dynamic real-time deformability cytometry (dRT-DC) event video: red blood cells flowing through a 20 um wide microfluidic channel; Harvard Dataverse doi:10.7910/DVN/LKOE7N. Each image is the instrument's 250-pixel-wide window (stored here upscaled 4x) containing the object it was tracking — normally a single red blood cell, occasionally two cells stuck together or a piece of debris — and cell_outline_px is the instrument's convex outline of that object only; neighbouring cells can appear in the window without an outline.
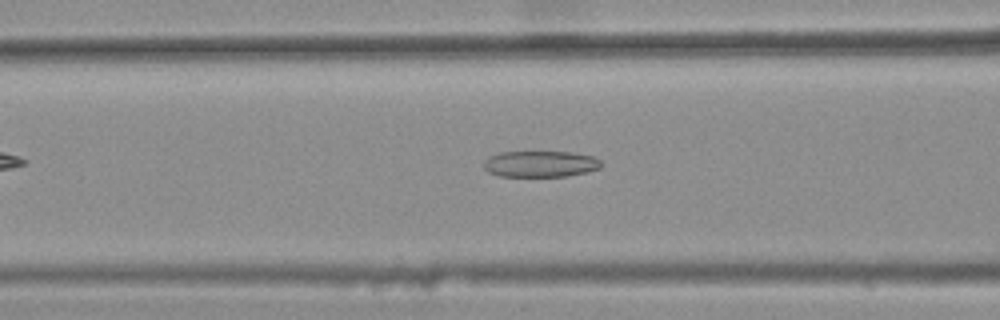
{"species": "common noctule bat (a hibernating species)", "species_latin": "Nyctalus noctula", "temperature_condition": "warm", "stored_images_in_passage": 42, "camera_frame_rate_fps": 3000, "um_per_image_px": 0.085, "animal": {"sex": "female", "body_mass_g": 25.1}, "frame": {"image": 1, "passage_image": 20, "time_ms": 6.333, "image_size_px": [1000, 320], "cell_outline_px": [[600, 168], [588, 172], [568, 176], [500, 176], [488, 172], [484, 168], [484, 160], [488, 156], [500, 152], [572, 152], [592, 156], [600, 160]], "centroid_in_image_um": [45.91, 13.93], "position_along_channel_um": 120.7, "area_um2": 17.98}}
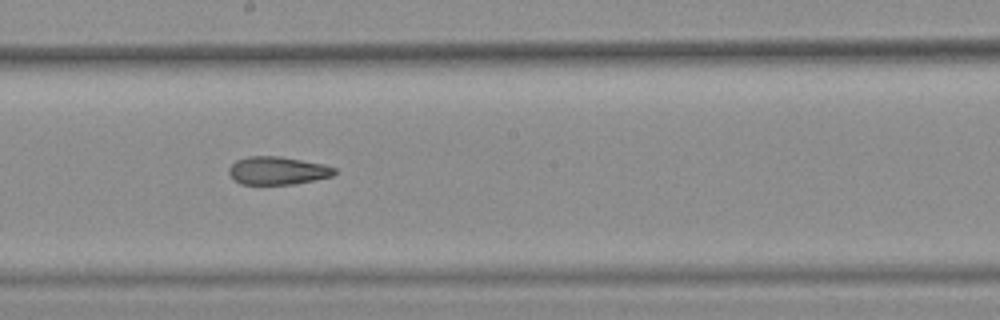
{"frame": {"image": 2, "passage_image": 28, "time_ms": 9.0, "image_size_px": [1000, 320], "cell_outline_px": [[336, 172], [332, 176], [292, 184], [240, 184], [228, 172], [228, 168], [236, 160], [248, 156], [280, 156], [324, 164], [336, 168]], "centroid_in_image_um": [23.59, 14.49], "position_along_channel_um": 224.6, "area_um2": 17.11}}
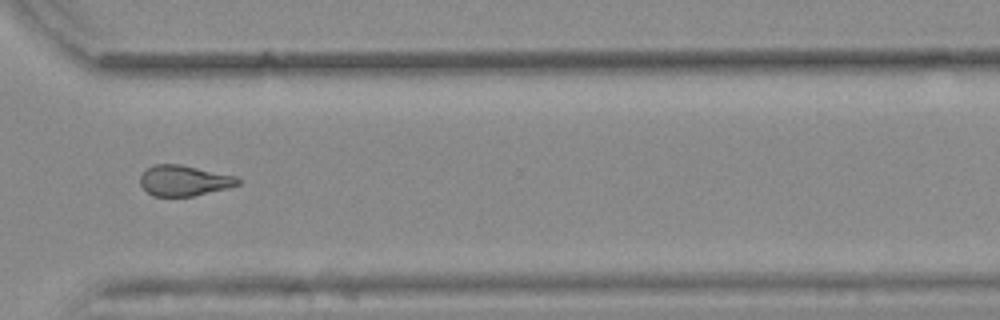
{"frame": {"image": 3, "passage_image": 38, "time_ms": 12.333, "image_size_px": [1000, 320], "cell_outline_px": [[240, 184], [228, 188], [192, 196], [152, 196], [140, 184], [140, 176], [148, 168], [156, 164], [180, 164], [236, 176], [240, 180]], "centroid_in_image_um": [15.65, 15.35], "position_along_channel_um": 354.9, "area_um2": 17.28}, "authors_computed_cell_mechanics": {"area_um2": 20.6346, "velocity_mm_per_s": 3.9012, "shape_relaxation_time_tau1_ms": null, "shape_relaxation_time_tau2_ms": 2.3068, "deformation_change_tau1": null, "deformation_change_tau2": 0.102}}